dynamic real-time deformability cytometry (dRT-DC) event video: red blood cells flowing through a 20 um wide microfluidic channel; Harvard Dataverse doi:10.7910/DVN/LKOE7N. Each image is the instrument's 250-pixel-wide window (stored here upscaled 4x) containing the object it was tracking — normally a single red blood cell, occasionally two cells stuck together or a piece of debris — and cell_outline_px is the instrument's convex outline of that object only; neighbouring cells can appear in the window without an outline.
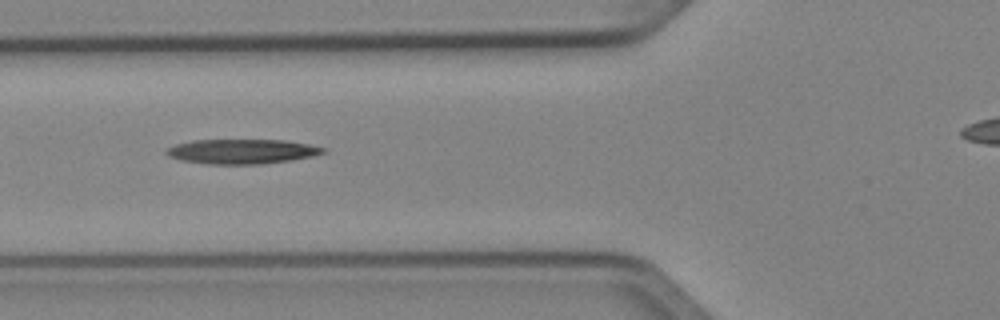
{"species": "Egyptian fruit bat (a non-hibernating species)", "species_latin": "Rousettus aegyptiacus", "temperature_condition": "cold", "stored_images_in_passage": 15, "camera_frame_rate_fps": 3000, "um_per_image_px": 0.085, "animal": {"sex": "female"}, "frame": {"image": 1, "passage_image": 7, "time_ms": 2.0, "image_size_px": [1000, 320], "cell_outline_px": [[328, 152], [312, 156], [292, 160], [260, 164], [208, 164], [180, 160], [168, 156], [164, 152], [168, 148], [176, 144], [192, 140], [284, 140], [308, 144], [328, 148]], "centroid_in_image_um": [20.59, 12.87], "position_along_channel_um": 105.2, "area_um2": 22.66}}
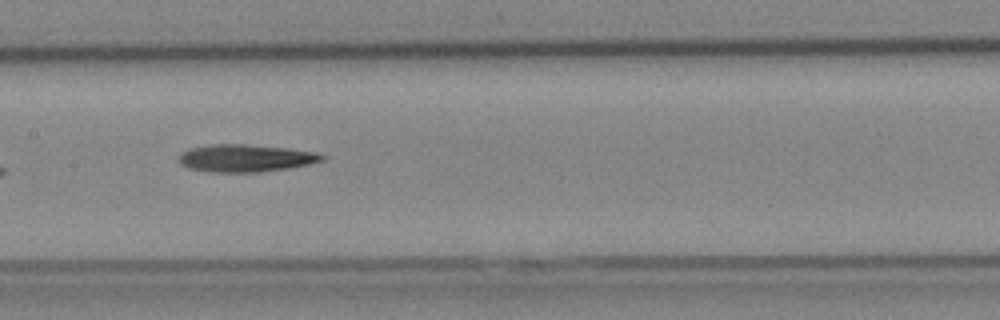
{"frame": {"image": 2, "passage_image": 13, "time_ms": 4.0, "image_size_px": [1000, 320], "cell_outline_px": [[324, 160], [308, 164], [288, 168], [256, 172], [208, 172], [188, 168], [180, 164], [176, 160], [180, 152], [188, 148], [208, 144], [244, 144], [288, 148], [316, 152], [324, 156]], "centroid_in_image_um": [20.78, 13.43], "position_along_channel_um": 186.6, "area_um2": 23.12}}